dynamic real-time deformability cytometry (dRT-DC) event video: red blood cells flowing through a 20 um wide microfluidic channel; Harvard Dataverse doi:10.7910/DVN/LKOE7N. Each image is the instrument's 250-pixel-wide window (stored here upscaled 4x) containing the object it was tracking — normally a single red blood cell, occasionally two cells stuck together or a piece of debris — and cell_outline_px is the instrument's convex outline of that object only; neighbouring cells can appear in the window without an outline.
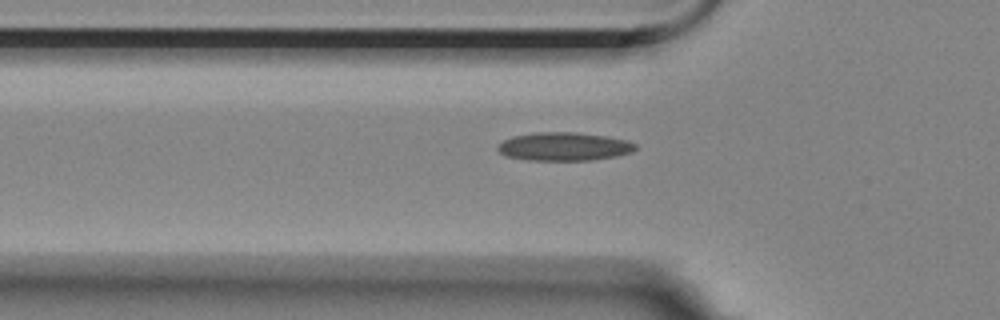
{"species": "Egyptian fruit bat (a non-hibernating species)", "species_latin": "Rousettus aegyptiacus", "temperature_condition": "room temperature", "stored_images_in_passage": 43, "camera_frame_rate_fps": 3000, "um_per_image_px": 0.085, "animal": {"sex": "female"}, "frame": {"image": 1, "passage_image": 7, "time_ms": 2.0, "image_size_px": [1000, 320], "cell_outline_px": [[636, 148], [632, 152], [616, 156], [592, 160], [528, 160], [508, 156], [500, 152], [496, 148], [504, 140], [512, 136], [536, 132], [576, 132], [604, 136], [628, 140], [636, 144]], "centroid_in_image_um": [47.96, 12.45], "position_along_channel_um": 77.8, "area_um2": 22.66}}
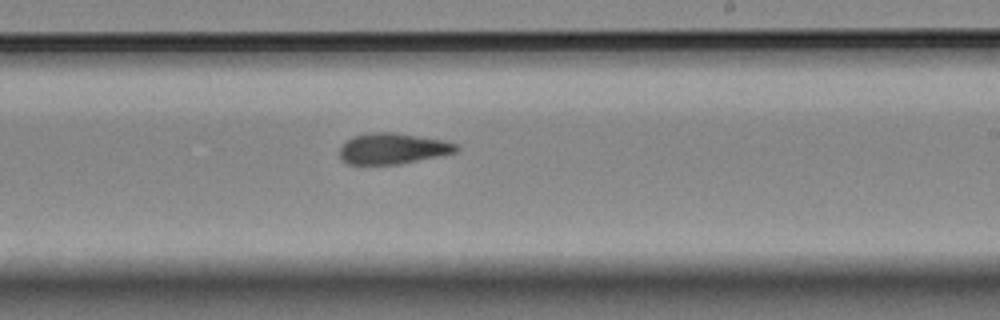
{"frame": {"image": 2, "passage_image": 22, "time_ms": 7.0, "image_size_px": [1000, 320], "cell_outline_px": [[460, 148], [456, 152], [440, 156], [400, 164], [348, 164], [340, 160], [340, 148], [352, 136], [368, 132], [396, 132], [444, 140], [456, 144]], "centroid_in_image_um": [33.39, 12.62], "position_along_channel_um": 255.6, "area_um2": 21.15}}
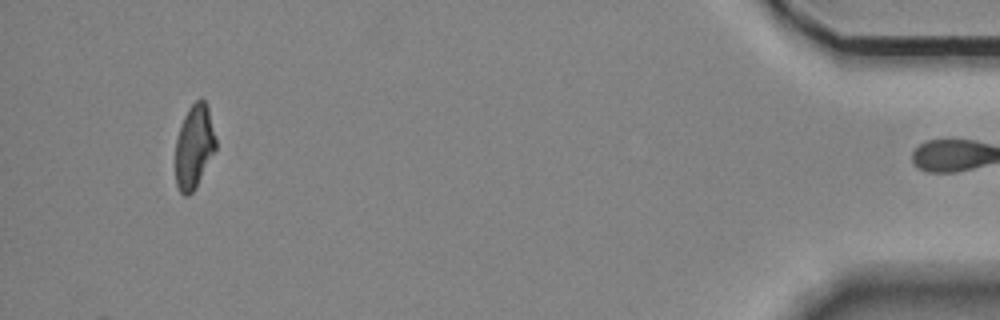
{"frame": {"image": 3, "passage_image": 42, "time_ms": 13.667, "image_size_px": [1000, 320], "cell_outline_px": [[216, 148], [196, 188], [188, 196], [184, 196], [180, 192], [176, 184], [176, 140], [180, 124], [188, 108], [200, 96], [208, 104], [216, 136]], "centroid_in_image_um": [16.51, 12.42], "position_along_channel_um": 418.7, "area_um2": 20.0}, "authors_computed_cell_mechanics": {"area_um2": 21.1548, "velocity_mm_per_s": 3.5354, "shape_relaxation_time_tau1_ms": null, "shape_relaxation_time_tau2_ms": 3.2262, "deformation_change_tau1": null, "deformation_change_tau2": 0.0982}}